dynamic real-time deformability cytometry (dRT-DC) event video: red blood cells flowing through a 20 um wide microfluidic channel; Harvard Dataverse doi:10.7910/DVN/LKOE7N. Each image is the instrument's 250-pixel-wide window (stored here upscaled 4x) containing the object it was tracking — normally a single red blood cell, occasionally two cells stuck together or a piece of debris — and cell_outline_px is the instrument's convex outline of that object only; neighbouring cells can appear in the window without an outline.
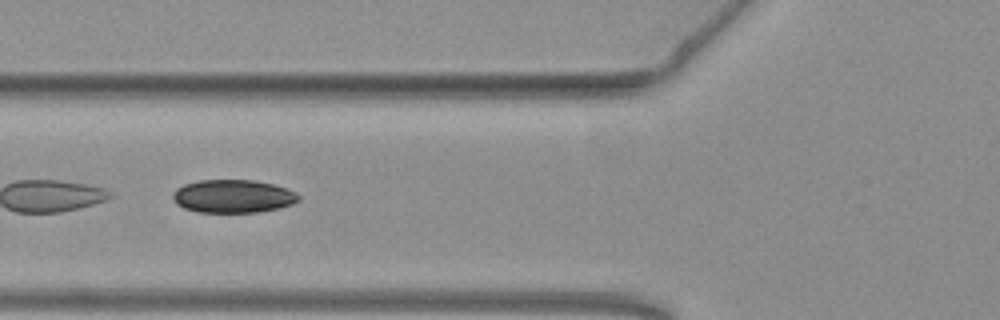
{"species": "common noctule bat (a hibernating species)", "species_latin": "Nyctalus noctula", "temperature_condition": "warm", "stored_images_in_passage": 26, "camera_frame_rate_fps": 3000, "um_per_image_px": 0.085, "animal": {"sex": "female", "body_mass_g": 19.3, "forearm_length_mm": 54.1}, "frame": {"image": 1, "passage_image": 19, "time_ms": 6.0, "image_size_px": [1000, 320], "cell_outline_px": [[300, 200], [292, 204], [276, 208], [256, 212], [196, 212], [184, 208], [176, 204], [172, 200], [172, 196], [176, 188], [184, 184], [200, 180], [252, 180], [272, 184], [296, 192], [300, 196]], "centroid_in_image_um": [19.77, 16.68], "position_along_channel_um": 106.0, "area_um2": 24.22}}